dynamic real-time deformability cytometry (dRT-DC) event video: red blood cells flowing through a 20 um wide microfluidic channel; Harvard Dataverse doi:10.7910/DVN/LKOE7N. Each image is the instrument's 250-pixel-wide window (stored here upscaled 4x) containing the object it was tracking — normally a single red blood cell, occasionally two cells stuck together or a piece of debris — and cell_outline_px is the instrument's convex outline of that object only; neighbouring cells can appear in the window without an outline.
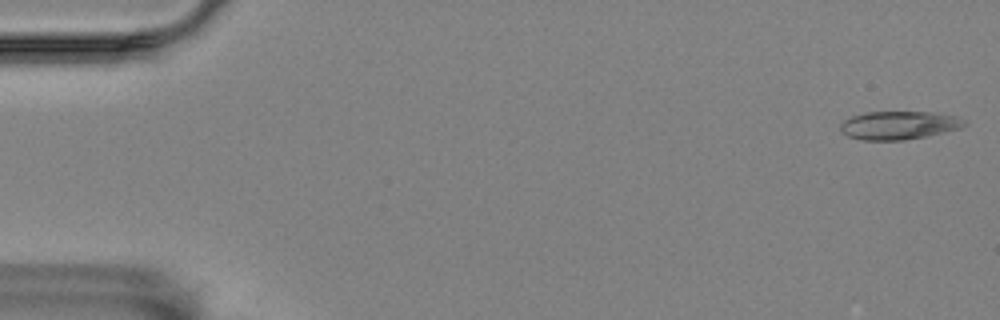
{"species": "Egyptian fruit bat (a non-hibernating species)", "species_latin": "Rousettus aegyptiacus", "temperature_condition": "room temperature", "stored_images_in_passage": 17, "camera_frame_rate_fps": 3000, "um_per_image_px": 0.085, "animal": {"sex": "female"}, "frame": {"image": 1, "passage_image": 1, "time_ms": 0.0, "image_size_px": [1000, 320], "cell_outline_px": [[968, 124], [960, 128], [924, 136], [904, 140], [864, 140], [848, 136], [840, 132], [840, 124], [844, 120], [852, 116], [864, 112], [932, 112], [956, 116], [968, 120]], "centroid_in_image_um": [76.4, 10.64], "position_along_channel_um": 8.6, "area_um2": 20.46}}
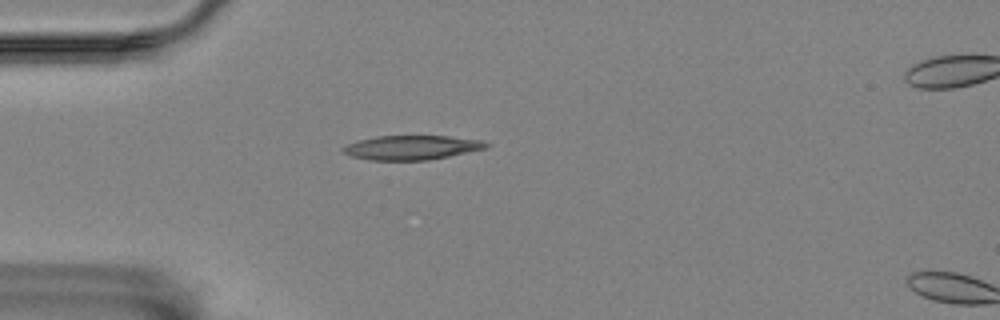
{"frame": {"image": 2, "passage_image": 15, "time_ms": 4.667, "image_size_px": [1000, 320], "cell_outline_px": [[488, 148], [428, 160], [368, 160], [352, 156], [340, 152], [340, 148], [348, 144], [360, 140], [376, 136], [448, 136], [484, 140], [488, 144]], "centroid_in_image_um": [34.98, 12.54], "position_along_channel_um": 50.0, "area_um2": 20.29}}